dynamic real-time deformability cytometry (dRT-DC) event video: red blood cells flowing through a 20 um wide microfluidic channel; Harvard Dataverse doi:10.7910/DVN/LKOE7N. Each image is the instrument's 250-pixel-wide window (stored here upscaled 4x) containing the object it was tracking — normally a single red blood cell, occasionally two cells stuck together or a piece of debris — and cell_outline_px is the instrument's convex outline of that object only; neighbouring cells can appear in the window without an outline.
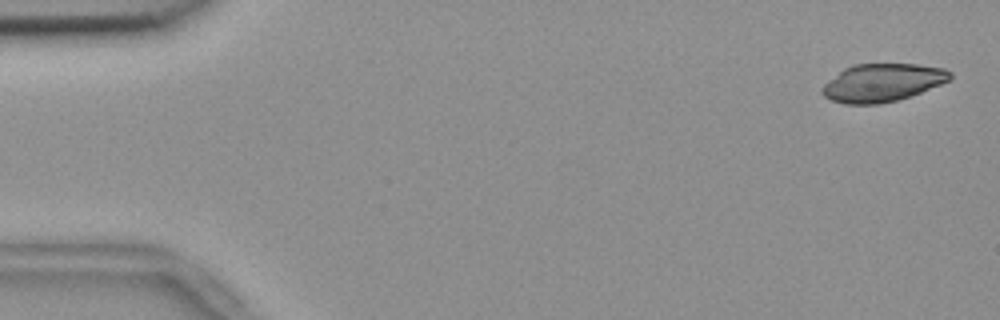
{"species": "common noctule bat (a hibernating species)", "species_latin": "Nyctalus noctula", "temperature_condition": "room temperature", "stored_images_in_passage": 55, "camera_frame_rate_fps": 3000, "um_per_image_px": 0.085, "animal": {"sex": "female", "body_mass_g": 18.4}, "frame": {"image": 1, "passage_image": 2, "time_ms": 0.333, "image_size_px": [1000, 320], "cell_outline_px": [[952, 80], [920, 92], [896, 100], [880, 104], [844, 104], [832, 100], [824, 96], [820, 92], [820, 88], [828, 80], [844, 68], [856, 64], [916, 64], [944, 68], [952, 72]], "centroid_in_image_um": [74.99, 7.02], "position_along_channel_um": 10.0, "area_um2": 28.32}}
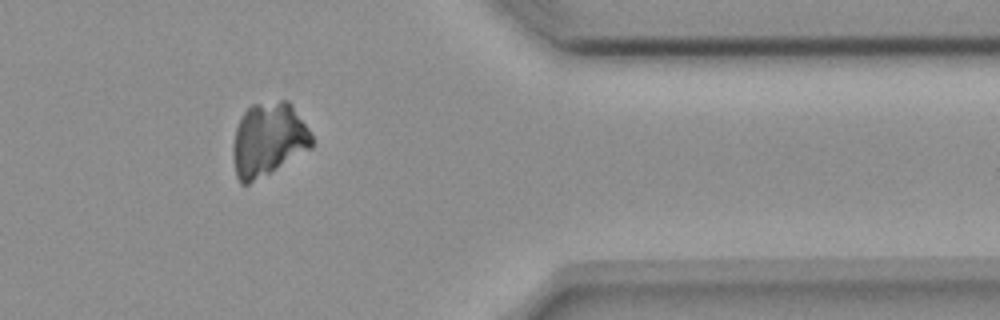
{"frame": {"image": 2, "passage_image": 45, "time_ms": 14.667, "image_size_px": [1000, 320], "cell_outline_px": [[312, 148], [248, 184], [240, 184], [236, 176], [232, 156], [232, 148], [236, 128], [244, 112], [252, 104], [280, 100], [288, 100], [292, 104], [312, 136]], "centroid_in_image_um": [22.79, 11.85], "position_along_channel_um": 388.6, "area_um2": 33.52}}
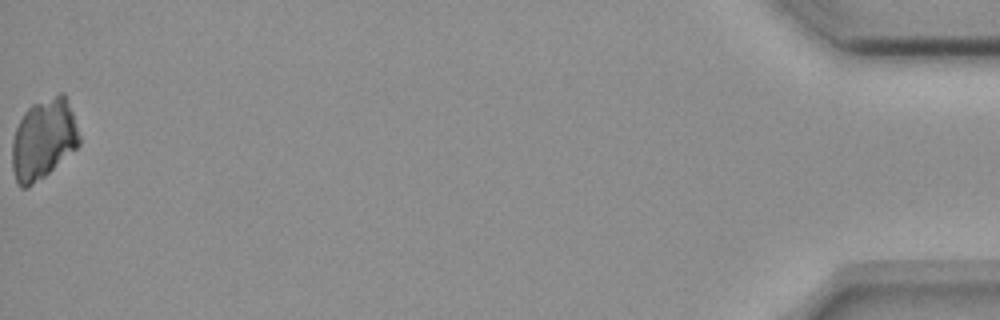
{"frame": {"image": 3, "passage_image": 55, "time_ms": 18.0, "image_size_px": [1000, 320], "cell_outline_px": [[80, 144], [76, 148], [44, 176], [28, 188], [20, 188], [16, 184], [12, 168], [12, 140], [16, 128], [24, 112], [32, 104], [60, 92], [64, 92], [68, 100], [80, 136]], "centroid_in_image_um": [3.68, 11.83], "position_along_channel_um": 431.5, "area_um2": 31.5}}